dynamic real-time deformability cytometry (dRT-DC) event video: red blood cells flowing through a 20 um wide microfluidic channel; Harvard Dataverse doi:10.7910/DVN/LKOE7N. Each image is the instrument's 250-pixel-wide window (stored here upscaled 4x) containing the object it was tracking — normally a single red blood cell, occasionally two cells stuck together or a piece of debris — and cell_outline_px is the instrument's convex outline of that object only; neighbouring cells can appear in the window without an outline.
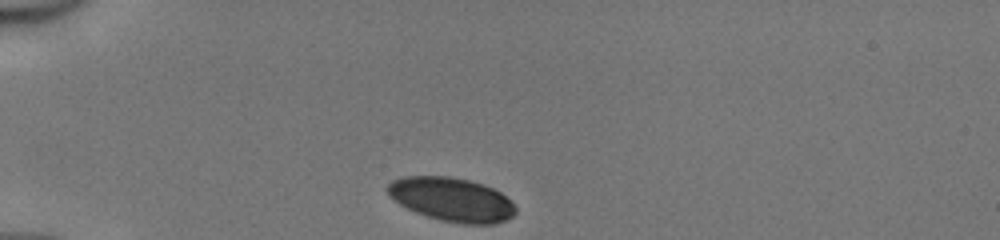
{"species": "human", "species_latin": "Homo sapiens", "temperature_condition": "cold", "stored_images_in_passage": 30, "camera_frame_rate_fps": 3000, "um_per_image_px": 0.085, "donor": {"sex": "male"}, "frame": {"image": 1, "passage_image": 1, "time_ms": 0.0, "image_size_px": [1000, 240], "cell_outline_px": [[516, 212], [512, 216], [504, 220], [492, 224], [460, 224], [440, 220], [416, 212], [400, 204], [388, 196], [384, 188], [392, 180], [404, 176], [448, 176], [468, 180], [484, 184], [500, 192], [512, 200], [516, 208]], "centroid_in_image_um": [38.38, 16.95], "position_along_channel_um": 46.6, "area_um2": 32.89}}
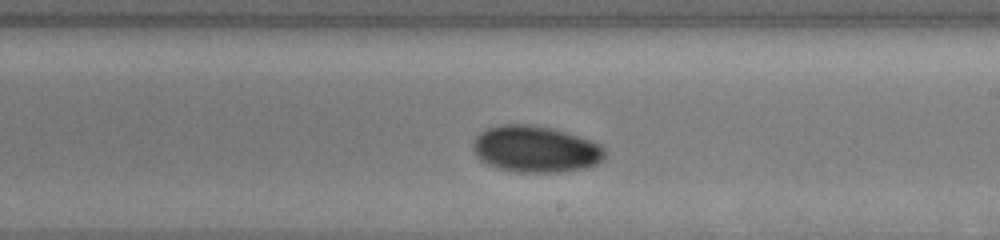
{"frame": {"image": 2, "passage_image": 18, "time_ms": 5.667, "image_size_px": [1000, 240], "cell_outline_px": [[608, 156], [604, 160], [588, 168], [564, 172], [512, 172], [496, 168], [480, 160], [476, 156], [472, 148], [472, 140], [484, 128], [500, 124], [532, 124], [552, 128], [568, 132], [592, 140], [600, 144], [608, 152]], "centroid_in_image_um": [45.54, 12.67], "position_along_channel_um": 243.5, "area_um2": 36.76}}
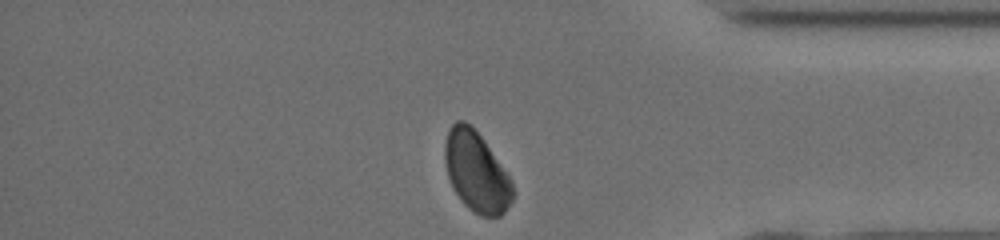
{"frame": {"image": 3, "passage_image": 30, "time_ms": 9.667, "image_size_px": [1000, 240], "cell_outline_px": [[516, 192], [512, 200], [504, 212], [500, 216], [480, 216], [468, 208], [464, 204], [452, 188], [448, 176], [444, 160], [444, 144], [448, 128], [456, 120], [464, 120], [484, 140], [508, 172], [512, 180]], "centroid_in_image_um": [40.5, 14.61], "position_along_channel_um": 394.7, "area_um2": 32.08}, "authors_computed_cell_mechanics": {"area_um2": 35.1135, "velocity_mm_per_s": 4.1262, "shape_relaxation_time_tau1_ms": 3.151, "shape_relaxation_time_tau2_ms": null, "deformation_change_tau1": 0.0792, "deformation_change_tau2": null}}